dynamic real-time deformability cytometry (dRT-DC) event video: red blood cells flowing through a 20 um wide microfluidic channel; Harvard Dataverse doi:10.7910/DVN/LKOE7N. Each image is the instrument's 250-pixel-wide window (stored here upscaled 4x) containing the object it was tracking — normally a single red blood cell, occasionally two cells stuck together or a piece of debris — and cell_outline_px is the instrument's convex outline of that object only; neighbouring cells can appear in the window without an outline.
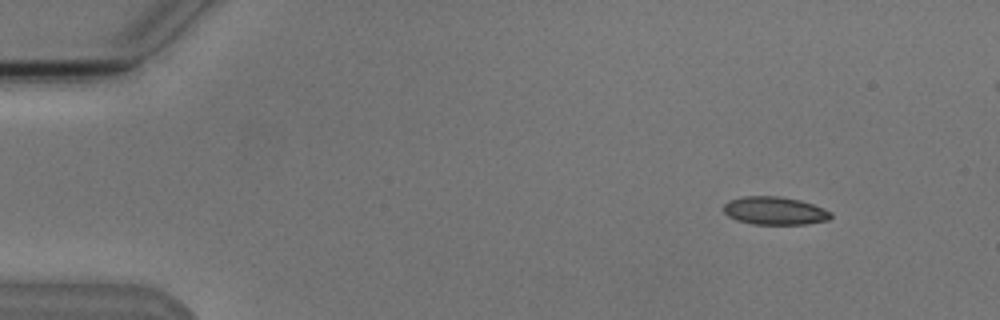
{"species": "Egyptian fruit bat (a non-hibernating species)", "species_latin": "Rousettus aegyptiacus", "temperature_condition": "cold", "stored_images_in_passage": 4, "camera_frame_rate_fps": 3000, "um_per_image_px": 0.085, "animal": {"sex": "male"}, "frame": {"image": 1, "passage_image": 1, "time_ms": 0.0, "image_size_px": [1000, 320], "cell_outline_px": [[832, 216], [828, 220], [808, 224], [752, 224], [736, 220], [728, 216], [724, 212], [724, 204], [728, 200], [744, 196], [780, 196], [800, 200], [824, 208], [832, 212]], "centroid_in_image_um": [65.85, 17.91], "position_along_channel_um": 19.1, "area_um2": 17.63}}